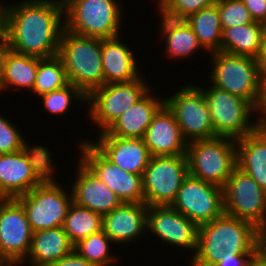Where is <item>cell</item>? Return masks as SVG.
I'll return each instance as SVG.
<instances>
[{"label": "cell", "mask_w": 266, "mask_h": 266, "mask_svg": "<svg viewBox=\"0 0 266 266\" xmlns=\"http://www.w3.org/2000/svg\"><path fill=\"white\" fill-rule=\"evenodd\" d=\"M8 48L20 54L49 58L58 54L65 28L64 4L56 0L7 3Z\"/></svg>", "instance_id": "6da1fadb"}, {"label": "cell", "mask_w": 266, "mask_h": 266, "mask_svg": "<svg viewBox=\"0 0 266 266\" xmlns=\"http://www.w3.org/2000/svg\"><path fill=\"white\" fill-rule=\"evenodd\" d=\"M257 228L227 214L199 226L197 250L189 266H215L225 252L257 253Z\"/></svg>", "instance_id": "7a4b0ae2"}, {"label": "cell", "mask_w": 266, "mask_h": 266, "mask_svg": "<svg viewBox=\"0 0 266 266\" xmlns=\"http://www.w3.org/2000/svg\"><path fill=\"white\" fill-rule=\"evenodd\" d=\"M51 157L42 144L0 154V199H16L42 184L57 168Z\"/></svg>", "instance_id": "3957f363"}, {"label": "cell", "mask_w": 266, "mask_h": 266, "mask_svg": "<svg viewBox=\"0 0 266 266\" xmlns=\"http://www.w3.org/2000/svg\"><path fill=\"white\" fill-rule=\"evenodd\" d=\"M57 55L68 82L86 96L104 85L101 38L81 36L64 28Z\"/></svg>", "instance_id": "277c9868"}, {"label": "cell", "mask_w": 266, "mask_h": 266, "mask_svg": "<svg viewBox=\"0 0 266 266\" xmlns=\"http://www.w3.org/2000/svg\"><path fill=\"white\" fill-rule=\"evenodd\" d=\"M211 85L241 97L256 110L260 106L263 92V78L257 58L234 55L223 51L210 53Z\"/></svg>", "instance_id": "5b68a950"}, {"label": "cell", "mask_w": 266, "mask_h": 266, "mask_svg": "<svg viewBox=\"0 0 266 266\" xmlns=\"http://www.w3.org/2000/svg\"><path fill=\"white\" fill-rule=\"evenodd\" d=\"M118 0H68L64 3L65 29L101 39L120 36L123 8Z\"/></svg>", "instance_id": "8992f818"}, {"label": "cell", "mask_w": 266, "mask_h": 266, "mask_svg": "<svg viewBox=\"0 0 266 266\" xmlns=\"http://www.w3.org/2000/svg\"><path fill=\"white\" fill-rule=\"evenodd\" d=\"M186 157L190 176L223 188L237 167L236 140L218 136L192 141Z\"/></svg>", "instance_id": "52a82bcc"}, {"label": "cell", "mask_w": 266, "mask_h": 266, "mask_svg": "<svg viewBox=\"0 0 266 266\" xmlns=\"http://www.w3.org/2000/svg\"><path fill=\"white\" fill-rule=\"evenodd\" d=\"M54 174L57 173H52L42 184L16 198L24 207L33 232L63 227L73 202L71 189L70 193L67 192L55 181Z\"/></svg>", "instance_id": "ba28073f"}, {"label": "cell", "mask_w": 266, "mask_h": 266, "mask_svg": "<svg viewBox=\"0 0 266 266\" xmlns=\"http://www.w3.org/2000/svg\"><path fill=\"white\" fill-rule=\"evenodd\" d=\"M141 75L129 82L104 84L87 96L90 122L105 132L128 108L140 100L151 88Z\"/></svg>", "instance_id": "9c48e42d"}, {"label": "cell", "mask_w": 266, "mask_h": 266, "mask_svg": "<svg viewBox=\"0 0 266 266\" xmlns=\"http://www.w3.org/2000/svg\"><path fill=\"white\" fill-rule=\"evenodd\" d=\"M208 104L214 132L219 137L239 139L253 132L259 120L251 121L257 110L245 99L214 86L202 89Z\"/></svg>", "instance_id": "30bf717a"}, {"label": "cell", "mask_w": 266, "mask_h": 266, "mask_svg": "<svg viewBox=\"0 0 266 266\" xmlns=\"http://www.w3.org/2000/svg\"><path fill=\"white\" fill-rule=\"evenodd\" d=\"M165 105L173 113L187 143L218 137L200 86L184 85L169 98L165 97Z\"/></svg>", "instance_id": "8fae6325"}, {"label": "cell", "mask_w": 266, "mask_h": 266, "mask_svg": "<svg viewBox=\"0 0 266 266\" xmlns=\"http://www.w3.org/2000/svg\"><path fill=\"white\" fill-rule=\"evenodd\" d=\"M188 175L186 154L151 156L142 176L144 203L171 206Z\"/></svg>", "instance_id": "7c38bea8"}, {"label": "cell", "mask_w": 266, "mask_h": 266, "mask_svg": "<svg viewBox=\"0 0 266 266\" xmlns=\"http://www.w3.org/2000/svg\"><path fill=\"white\" fill-rule=\"evenodd\" d=\"M224 213L252 223L266 224V192L236 167L223 187Z\"/></svg>", "instance_id": "4fadbf2b"}, {"label": "cell", "mask_w": 266, "mask_h": 266, "mask_svg": "<svg viewBox=\"0 0 266 266\" xmlns=\"http://www.w3.org/2000/svg\"><path fill=\"white\" fill-rule=\"evenodd\" d=\"M84 141V142H83ZM79 159L112 190L123 203H144L143 175L126 172L109 161L91 141L81 140Z\"/></svg>", "instance_id": "5bb4252c"}, {"label": "cell", "mask_w": 266, "mask_h": 266, "mask_svg": "<svg viewBox=\"0 0 266 266\" xmlns=\"http://www.w3.org/2000/svg\"><path fill=\"white\" fill-rule=\"evenodd\" d=\"M171 206L201 226L224 214L223 188L188 175Z\"/></svg>", "instance_id": "9a60e30c"}, {"label": "cell", "mask_w": 266, "mask_h": 266, "mask_svg": "<svg viewBox=\"0 0 266 266\" xmlns=\"http://www.w3.org/2000/svg\"><path fill=\"white\" fill-rule=\"evenodd\" d=\"M33 230L17 199H0V262L25 264Z\"/></svg>", "instance_id": "2e32d148"}, {"label": "cell", "mask_w": 266, "mask_h": 266, "mask_svg": "<svg viewBox=\"0 0 266 266\" xmlns=\"http://www.w3.org/2000/svg\"><path fill=\"white\" fill-rule=\"evenodd\" d=\"M146 230L165 244L187 248L195 254L199 226L172 206H148Z\"/></svg>", "instance_id": "e0dca14e"}, {"label": "cell", "mask_w": 266, "mask_h": 266, "mask_svg": "<svg viewBox=\"0 0 266 266\" xmlns=\"http://www.w3.org/2000/svg\"><path fill=\"white\" fill-rule=\"evenodd\" d=\"M91 143L113 164L126 172L143 175L151 154L142 138H122L99 133Z\"/></svg>", "instance_id": "ac0fdd59"}, {"label": "cell", "mask_w": 266, "mask_h": 266, "mask_svg": "<svg viewBox=\"0 0 266 266\" xmlns=\"http://www.w3.org/2000/svg\"><path fill=\"white\" fill-rule=\"evenodd\" d=\"M72 184L73 202L101 215L112 212L123 202L81 161Z\"/></svg>", "instance_id": "d6986e66"}, {"label": "cell", "mask_w": 266, "mask_h": 266, "mask_svg": "<svg viewBox=\"0 0 266 266\" xmlns=\"http://www.w3.org/2000/svg\"><path fill=\"white\" fill-rule=\"evenodd\" d=\"M147 209L145 203H122L102 215V230L118 245L135 243L141 235H146Z\"/></svg>", "instance_id": "ffe728a7"}, {"label": "cell", "mask_w": 266, "mask_h": 266, "mask_svg": "<svg viewBox=\"0 0 266 266\" xmlns=\"http://www.w3.org/2000/svg\"><path fill=\"white\" fill-rule=\"evenodd\" d=\"M151 156L184 155L187 142L173 113L164 105L153 117L143 136Z\"/></svg>", "instance_id": "44dd1931"}, {"label": "cell", "mask_w": 266, "mask_h": 266, "mask_svg": "<svg viewBox=\"0 0 266 266\" xmlns=\"http://www.w3.org/2000/svg\"><path fill=\"white\" fill-rule=\"evenodd\" d=\"M151 89L128 108L105 132L122 138H143L153 117L165 105V99L155 97Z\"/></svg>", "instance_id": "7402d4cb"}, {"label": "cell", "mask_w": 266, "mask_h": 266, "mask_svg": "<svg viewBox=\"0 0 266 266\" xmlns=\"http://www.w3.org/2000/svg\"><path fill=\"white\" fill-rule=\"evenodd\" d=\"M120 40V36L101 39L104 84L129 82L141 75L135 53Z\"/></svg>", "instance_id": "603a6c76"}, {"label": "cell", "mask_w": 266, "mask_h": 266, "mask_svg": "<svg viewBox=\"0 0 266 266\" xmlns=\"http://www.w3.org/2000/svg\"><path fill=\"white\" fill-rule=\"evenodd\" d=\"M237 167L266 192V126L236 139Z\"/></svg>", "instance_id": "cb8c5ba5"}, {"label": "cell", "mask_w": 266, "mask_h": 266, "mask_svg": "<svg viewBox=\"0 0 266 266\" xmlns=\"http://www.w3.org/2000/svg\"><path fill=\"white\" fill-rule=\"evenodd\" d=\"M73 250L74 245L63 227L36 231L26 260L30 266H50Z\"/></svg>", "instance_id": "d4e9b609"}, {"label": "cell", "mask_w": 266, "mask_h": 266, "mask_svg": "<svg viewBox=\"0 0 266 266\" xmlns=\"http://www.w3.org/2000/svg\"><path fill=\"white\" fill-rule=\"evenodd\" d=\"M265 35L266 25L258 22L225 28L220 51L259 59Z\"/></svg>", "instance_id": "484cf974"}, {"label": "cell", "mask_w": 266, "mask_h": 266, "mask_svg": "<svg viewBox=\"0 0 266 266\" xmlns=\"http://www.w3.org/2000/svg\"><path fill=\"white\" fill-rule=\"evenodd\" d=\"M38 71V57L7 49L0 77V93L11 88L32 92Z\"/></svg>", "instance_id": "4316f807"}, {"label": "cell", "mask_w": 266, "mask_h": 266, "mask_svg": "<svg viewBox=\"0 0 266 266\" xmlns=\"http://www.w3.org/2000/svg\"><path fill=\"white\" fill-rule=\"evenodd\" d=\"M160 32L165 39L166 56L175 59L189 58L203 47L191 26L185 20H176L161 15Z\"/></svg>", "instance_id": "83f0119b"}, {"label": "cell", "mask_w": 266, "mask_h": 266, "mask_svg": "<svg viewBox=\"0 0 266 266\" xmlns=\"http://www.w3.org/2000/svg\"><path fill=\"white\" fill-rule=\"evenodd\" d=\"M185 21L191 26L203 49L209 51L207 53L220 51L223 29L216 3L191 14Z\"/></svg>", "instance_id": "f1b7e54d"}, {"label": "cell", "mask_w": 266, "mask_h": 266, "mask_svg": "<svg viewBox=\"0 0 266 266\" xmlns=\"http://www.w3.org/2000/svg\"><path fill=\"white\" fill-rule=\"evenodd\" d=\"M63 228L71 243L75 245L80 240L102 230V215L72 202Z\"/></svg>", "instance_id": "f546056e"}, {"label": "cell", "mask_w": 266, "mask_h": 266, "mask_svg": "<svg viewBox=\"0 0 266 266\" xmlns=\"http://www.w3.org/2000/svg\"><path fill=\"white\" fill-rule=\"evenodd\" d=\"M68 83L63 62L58 55L49 58L38 57V71L31 93L40 97L60 89Z\"/></svg>", "instance_id": "4dcf8cb0"}, {"label": "cell", "mask_w": 266, "mask_h": 266, "mask_svg": "<svg viewBox=\"0 0 266 266\" xmlns=\"http://www.w3.org/2000/svg\"><path fill=\"white\" fill-rule=\"evenodd\" d=\"M112 243L114 244L105 232L100 230L80 240L74 245V250L95 266H111L119 259V256L117 258V255H112L109 252Z\"/></svg>", "instance_id": "1f68e13d"}, {"label": "cell", "mask_w": 266, "mask_h": 266, "mask_svg": "<svg viewBox=\"0 0 266 266\" xmlns=\"http://www.w3.org/2000/svg\"><path fill=\"white\" fill-rule=\"evenodd\" d=\"M43 101V107L46 111L52 115H62L68 112L69 108L72 106V100H77L75 102L81 103V105L87 104V96L76 86L68 83L66 86L54 90L50 93L43 94L39 97Z\"/></svg>", "instance_id": "d6a6232c"}, {"label": "cell", "mask_w": 266, "mask_h": 266, "mask_svg": "<svg viewBox=\"0 0 266 266\" xmlns=\"http://www.w3.org/2000/svg\"><path fill=\"white\" fill-rule=\"evenodd\" d=\"M216 0H157L158 14L166 17L185 20L191 14L197 13L202 8L213 5Z\"/></svg>", "instance_id": "836d02e7"}, {"label": "cell", "mask_w": 266, "mask_h": 266, "mask_svg": "<svg viewBox=\"0 0 266 266\" xmlns=\"http://www.w3.org/2000/svg\"><path fill=\"white\" fill-rule=\"evenodd\" d=\"M222 29L253 23L250 12L242 0H216Z\"/></svg>", "instance_id": "e575fe53"}, {"label": "cell", "mask_w": 266, "mask_h": 266, "mask_svg": "<svg viewBox=\"0 0 266 266\" xmlns=\"http://www.w3.org/2000/svg\"><path fill=\"white\" fill-rule=\"evenodd\" d=\"M22 132L0 113V154H9L20 151L28 145Z\"/></svg>", "instance_id": "d590c367"}, {"label": "cell", "mask_w": 266, "mask_h": 266, "mask_svg": "<svg viewBox=\"0 0 266 266\" xmlns=\"http://www.w3.org/2000/svg\"><path fill=\"white\" fill-rule=\"evenodd\" d=\"M256 254L225 252L215 266H248Z\"/></svg>", "instance_id": "8d00e7d4"}, {"label": "cell", "mask_w": 266, "mask_h": 266, "mask_svg": "<svg viewBox=\"0 0 266 266\" xmlns=\"http://www.w3.org/2000/svg\"><path fill=\"white\" fill-rule=\"evenodd\" d=\"M254 22L266 25V0H242Z\"/></svg>", "instance_id": "74e56055"}, {"label": "cell", "mask_w": 266, "mask_h": 266, "mask_svg": "<svg viewBox=\"0 0 266 266\" xmlns=\"http://www.w3.org/2000/svg\"><path fill=\"white\" fill-rule=\"evenodd\" d=\"M50 266H95V265L89 263L85 258L80 256L75 250H73L70 254L52 263Z\"/></svg>", "instance_id": "f35d334b"}, {"label": "cell", "mask_w": 266, "mask_h": 266, "mask_svg": "<svg viewBox=\"0 0 266 266\" xmlns=\"http://www.w3.org/2000/svg\"><path fill=\"white\" fill-rule=\"evenodd\" d=\"M257 254L266 261V224L257 227Z\"/></svg>", "instance_id": "ab89813d"}, {"label": "cell", "mask_w": 266, "mask_h": 266, "mask_svg": "<svg viewBox=\"0 0 266 266\" xmlns=\"http://www.w3.org/2000/svg\"><path fill=\"white\" fill-rule=\"evenodd\" d=\"M7 4H0V43H7Z\"/></svg>", "instance_id": "60d3db41"}, {"label": "cell", "mask_w": 266, "mask_h": 266, "mask_svg": "<svg viewBox=\"0 0 266 266\" xmlns=\"http://www.w3.org/2000/svg\"><path fill=\"white\" fill-rule=\"evenodd\" d=\"M263 78V92L260 106L257 109L258 112V120L260 125L266 126V76H262Z\"/></svg>", "instance_id": "b9f144b4"}, {"label": "cell", "mask_w": 266, "mask_h": 266, "mask_svg": "<svg viewBox=\"0 0 266 266\" xmlns=\"http://www.w3.org/2000/svg\"><path fill=\"white\" fill-rule=\"evenodd\" d=\"M258 61L260 65L261 75L266 76V35L264 38L263 50Z\"/></svg>", "instance_id": "7bdbcfd3"}, {"label": "cell", "mask_w": 266, "mask_h": 266, "mask_svg": "<svg viewBox=\"0 0 266 266\" xmlns=\"http://www.w3.org/2000/svg\"><path fill=\"white\" fill-rule=\"evenodd\" d=\"M248 266H266V261H264L258 254H256L249 262Z\"/></svg>", "instance_id": "ee69618b"}, {"label": "cell", "mask_w": 266, "mask_h": 266, "mask_svg": "<svg viewBox=\"0 0 266 266\" xmlns=\"http://www.w3.org/2000/svg\"><path fill=\"white\" fill-rule=\"evenodd\" d=\"M8 49L7 43H0V77L2 74L3 58Z\"/></svg>", "instance_id": "f6af8a7d"}, {"label": "cell", "mask_w": 266, "mask_h": 266, "mask_svg": "<svg viewBox=\"0 0 266 266\" xmlns=\"http://www.w3.org/2000/svg\"><path fill=\"white\" fill-rule=\"evenodd\" d=\"M0 266H19V264L0 262Z\"/></svg>", "instance_id": "bcb514c9"}, {"label": "cell", "mask_w": 266, "mask_h": 266, "mask_svg": "<svg viewBox=\"0 0 266 266\" xmlns=\"http://www.w3.org/2000/svg\"><path fill=\"white\" fill-rule=\"evenodd\" d=\"M56 1H58L59 3L64 4V3L67 2L68 0H56Z\"/></svg>", "instance_id": "7dc6e473"}]
</instances>
